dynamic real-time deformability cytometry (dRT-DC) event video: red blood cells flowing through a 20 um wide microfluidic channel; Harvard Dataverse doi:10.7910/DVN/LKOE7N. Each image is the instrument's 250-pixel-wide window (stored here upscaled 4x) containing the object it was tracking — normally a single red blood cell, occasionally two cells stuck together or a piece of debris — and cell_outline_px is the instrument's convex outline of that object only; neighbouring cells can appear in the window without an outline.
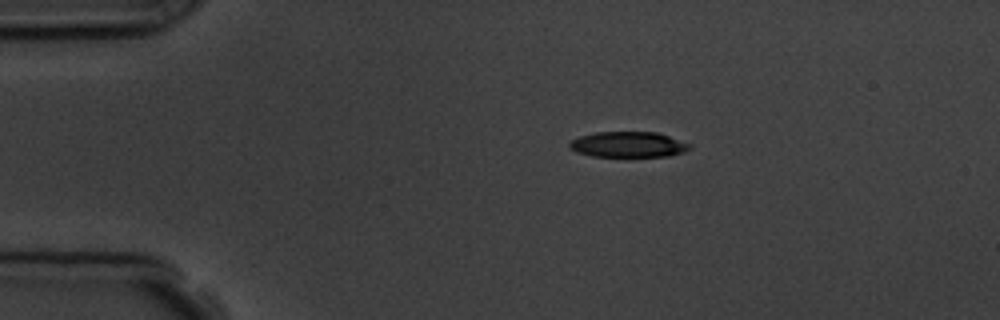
{"species": "common noctule bat (a hibernating species)", "species_latin": "Nyctalus noctula", "temperature_condition": "room temperature", "stored_images_in_passage": 5, "camera_frame_rate_fps": 3000, "um_per_image_px": 0.085, "animal": {"sex": "male", "body_mass_g": 19.5, "forearm_length_mm": 54.6}, "frame": {"image": 1, "passage_image": 2, "time_ms": 1.333, "image_size_px": [1000, 320], "cell_outline_px": [[692, 148], [684, 152], [668, 156], [592, 156], [576, 152], [568, 148], [568, 144], [572, 140], [580, 136], [596, 132], [656, 132], [692, 144]], "centroid_in_image_um": [53.4, 12.28], "position_along_channel_um": 31.6, "area_um2": 17.92}}
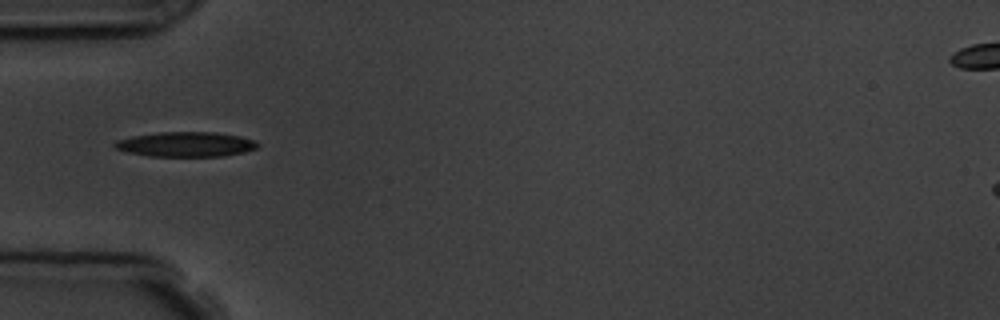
{"frame": {"image": 2, "passage_image": 4, "time_ms": 3.667, "image_size_px": [1000, 320], "cell_outline_px": [[260, 144], [256, 148], [244, 152], [224, 156], [148, 156], [128, 152], [116, 148], [112, 144], [116, 140], [132, 136], [160, 132], [212, 132], [240, 136], [256, 140]], "centroid_in_image_um": [15.81, 12.26], "position_along_channel_um": 69.2, "area_um2": 20.69}}